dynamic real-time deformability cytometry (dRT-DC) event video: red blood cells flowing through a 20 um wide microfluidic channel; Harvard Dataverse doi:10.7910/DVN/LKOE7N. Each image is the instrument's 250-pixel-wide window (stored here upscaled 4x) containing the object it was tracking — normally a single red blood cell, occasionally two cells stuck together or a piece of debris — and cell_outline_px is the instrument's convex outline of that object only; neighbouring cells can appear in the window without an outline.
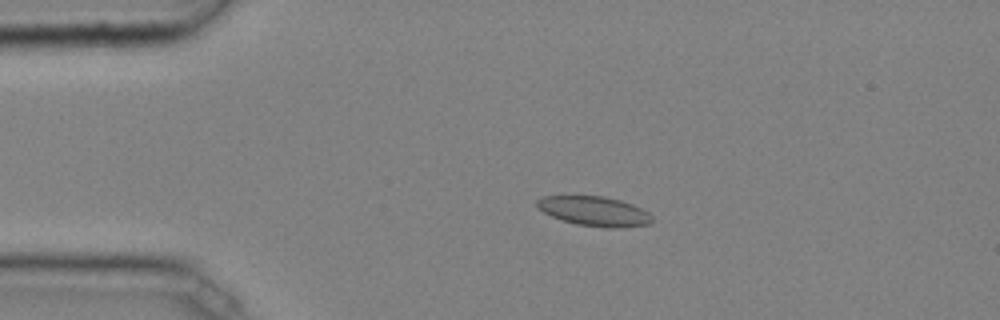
{"species": "common noctule bat (a hibernating species)", "species_latin": "Nyctalus noctula", "temperature_condition": "cold", "stored_images_in_passage": 47, "camera_frame_rate_fps": 3000, "um_per_image_px": 0.085, "animal": {"sex": "male", "body_mass_g": 20.4}, "frame": {"image": 1, "passage_image": 10, "time_ms": 3.0, "image_size_px": [1000, 320], "cell_outline_px": [[652, 220], [648, 224], [624, 228], [604, 228], [576, 224], [560, 220], [536, 208], [536, 200], [544, 196], [604, 196], [620, 200], [632, 204], [648, 212], [652, 216]], "centroid_in_image_um": [50.5, 17.96], "position_along_channel_um": 34.5, "area_um2": 20.0}}
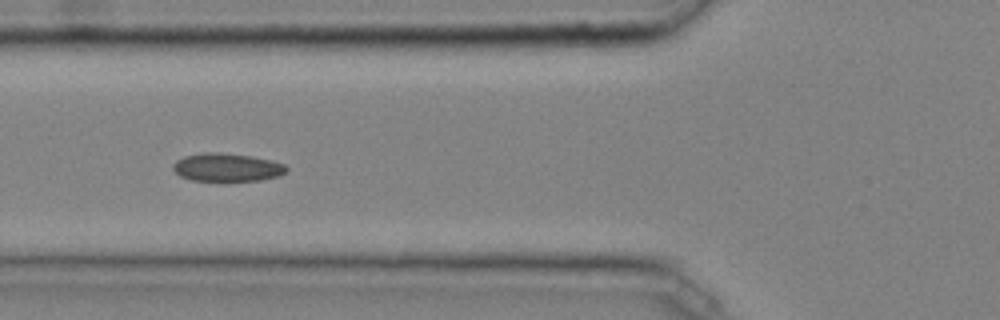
{"frame": {"image": 2, "passage_image": 18, "time_ms": 5.667, "image_size_px": [1000, 320], "cell_outline_px": [[288, 172], [280, 176], [260, 180], [224, 184], [192, 180], [180, 176], [172, 168], [172, 164], [176, 160], [184, 156], [204, 152], [220, 152], [252, 156], [272, 160], [284, 164], [288, 168]], "centroid_in_image_um": [19.31, 14.27], "position_along_channel_um": 106.5, "area_um2": 19.65}}
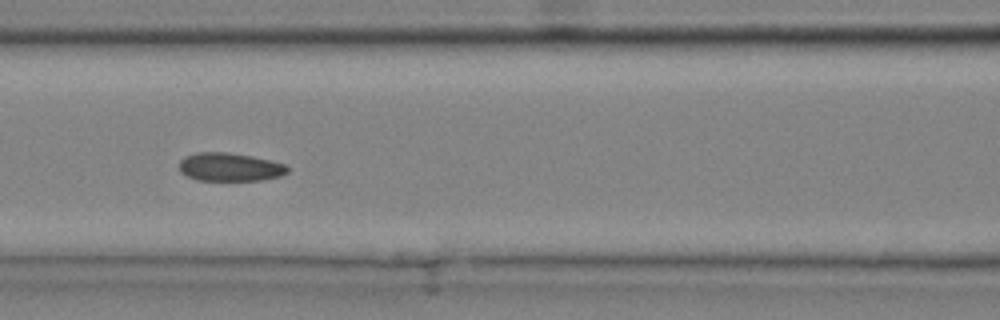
{"frame": {"image": 3, "passage_image": 21, "time_ms": 6.667, "image_size_px": [1000, 320], "cell_outline_px": [[288, 172], [280, 176], [260, 180], [196, 180], [180, 172], [180, 160], [184, 156], [196, 152], [228, 152], [252, 156], [272, 160], [284, 164], [288, 168]], "centroid_in_image_um": [19.52, 14.18], "position_along_channel_um": 147.1, "area_um2": 17.92}, "authors_computed_cell_mechanics": {"area_um2": 18.207, "velocity_mm_per_s": 4.0424, "shape_relaxation_time_tau1_ms": null, "shape_relaxation_time_tau2_ms": 2.5195, "deformation_change_tau1": null, "deformation_change_tau2": 0.0669}}